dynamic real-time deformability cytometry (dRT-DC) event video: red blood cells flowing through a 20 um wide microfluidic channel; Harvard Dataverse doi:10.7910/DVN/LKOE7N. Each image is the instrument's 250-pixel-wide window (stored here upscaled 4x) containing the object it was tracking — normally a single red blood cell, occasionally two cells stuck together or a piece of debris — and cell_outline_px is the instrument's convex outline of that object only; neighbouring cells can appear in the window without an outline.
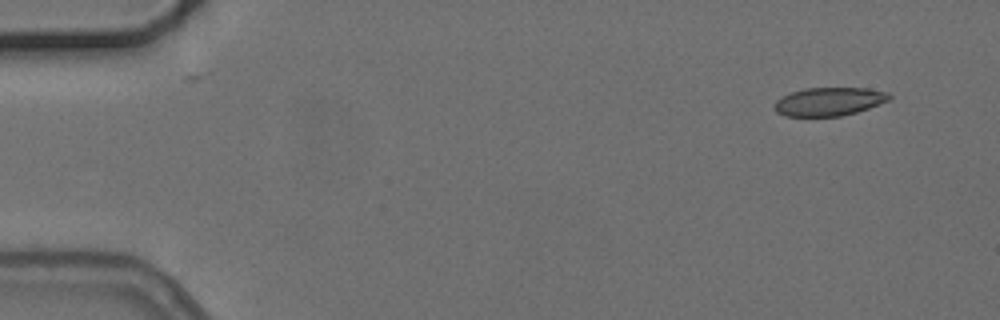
{"species": "common noctule bat (a hibernating species)", "species_latin": "Nyctalus noctula", "temperature_condition": "cold", "stored_images_in_passage": 5, "camera_frame_rate_fps": 3000, "um_per_image_px": 0.085, "animal": {"sex": "female", "body_mass_g": 24.6, "forearm_length_mm": 56.2}, "frame": {"image": 1, "passage_image": 1, "time_ms": 0.0, "image_size_px": [1000, 320], "cell_outline_px": [[892, 96], [888, 100], [868, 108], [856, 112], [840, 116], [784, 116], [776, 112], [776, 100], [792, 92], [804, 88], [868, 88], [888, 92]], "centroid_in_image_um": [70.49, 8.63], "position_along_channel_um": 14.5, "area_um2": 18.79}}